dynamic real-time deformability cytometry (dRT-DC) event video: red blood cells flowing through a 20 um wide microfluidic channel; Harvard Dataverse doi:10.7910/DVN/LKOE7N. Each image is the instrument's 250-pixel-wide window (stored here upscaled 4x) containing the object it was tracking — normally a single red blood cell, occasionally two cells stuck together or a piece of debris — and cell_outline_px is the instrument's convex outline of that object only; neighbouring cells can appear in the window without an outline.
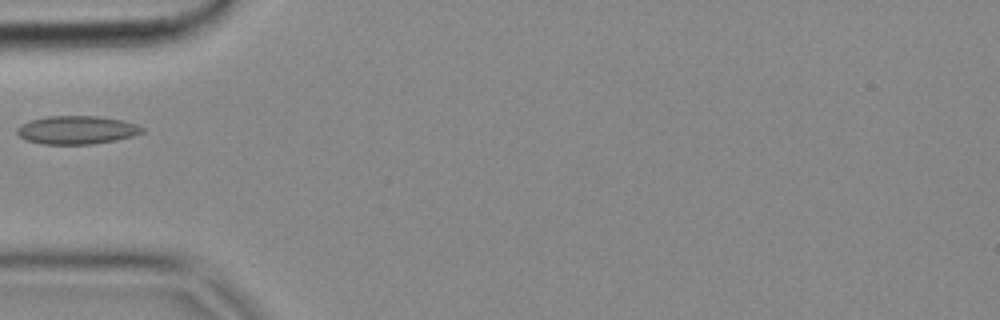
{"species": "common noctule bat (a hibernating species)", "species_latin": "Nyctalus noctula", "temperature_condition": "cold", "stored_images_in_passage": 1, "camera_frame_rate_fps": 3000, "um_per_image_px": 0.085, "animal": {"sex": "female", "body_mass_g": 18.4}, "frame": {"image": 1, "passage_image": 1, "time_ms": 0.0, "image_size_px": [1000, 320], "cell_outline_px": [[144, 132], [132, 136], [116, 140], [92, 144], [44, 144], [24, 140], [16, 132], [16, 128], [20, 124], [28, 120], [48, 116], [100, 116], [120, 120], [136, 124], [144, 128]], "centroid_in_image_um": [6.48, 11.04], "position_along_channel_um": 78.5, "area_um2": 20.75}}